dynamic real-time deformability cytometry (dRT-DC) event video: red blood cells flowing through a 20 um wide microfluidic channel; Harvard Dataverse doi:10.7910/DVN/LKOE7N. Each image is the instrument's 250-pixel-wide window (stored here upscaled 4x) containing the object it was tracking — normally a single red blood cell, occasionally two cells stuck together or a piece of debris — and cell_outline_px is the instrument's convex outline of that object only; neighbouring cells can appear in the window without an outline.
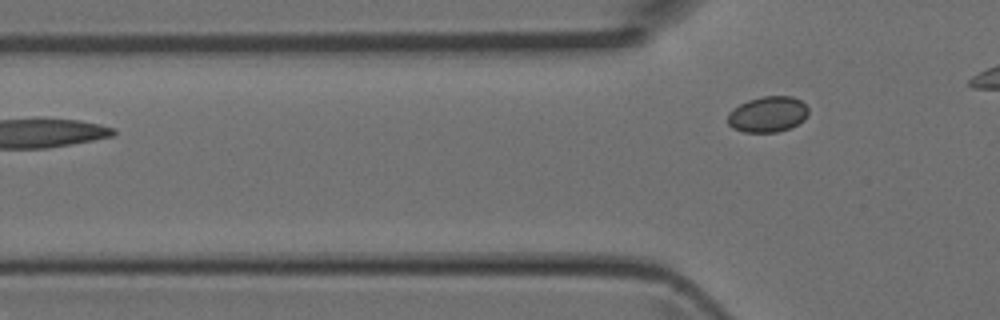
{"species": "Egyptian fruit bat (a non-hibernating species)", "species_latin": "Rousettus aegyptiacus", "temperature_condition": "room temperature", "stored_images_in_passage": 2, "camera_frame_rate_fps": 3000, "um_per_image_px": 0.085, "animal": {"sex": "female"}, "frame": {"image": 1, "passage_image": 2, "time_ms": 0.333, "image_size_px": [1000, 320], "cell_outline_px": [[808, 116], [804, 120], [792, 128], [776, 132], [744, 132], [732, 128], [728, 124], [728, 116], [732, 108], [748, 100], [760, 96], [792, 96], [800, 100], [808, 108]], "centroid_in_image_um": [65.27, 9.72], "position_along_channel_um": 60.5, "area_um2": 16.99}}